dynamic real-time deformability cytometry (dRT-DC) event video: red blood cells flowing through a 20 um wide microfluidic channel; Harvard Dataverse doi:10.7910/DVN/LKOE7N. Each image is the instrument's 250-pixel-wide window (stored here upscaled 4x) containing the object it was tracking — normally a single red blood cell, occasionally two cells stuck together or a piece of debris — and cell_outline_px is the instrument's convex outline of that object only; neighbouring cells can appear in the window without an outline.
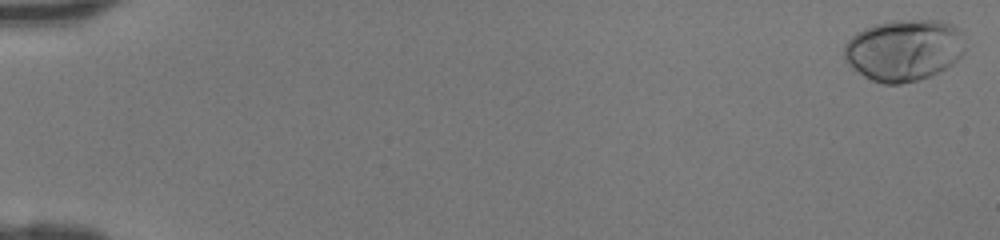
{"species": "human", "species_latin": "Homo sapiens", "temperature_condition": "room temperature", "stored_images_in_passage": 47, "camera_frame_rate_fps": 3000, "um_per_image_px": 0.085, "donor": {"sex": "female"}, "frame": {"image": 1, "passage_image": 1, "time_ms": 0.0, "image_size_px": [1000, 240], "cell_outline_px": [[964, 52], [952, 64], [928, 76], [916, 80], [900, 84], [884, 84], [872, 80], [864, 76], [852, 68], [844, 56], [844, 44], [856, 32], [864, 28], [876, 24], [892, 20], [940, 20], [952, 24], [960, 32], [964, 48]], "centroid_in_image_um": [76.8, 4.24], "position_along_channel_um": 8.2, "area_um2": 43.12}}
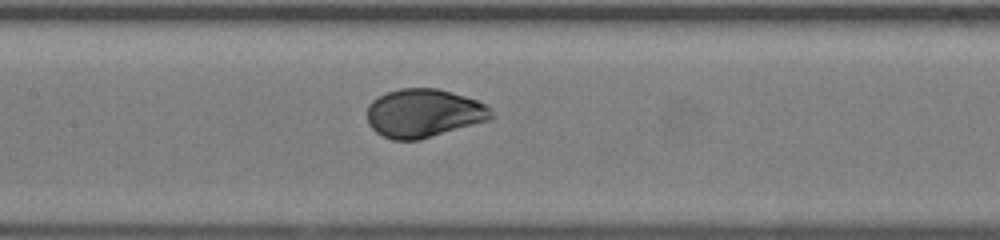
{"frame": {"image": 2, "passage_image": 24, "time_ms": 7.667, "image_size_px": [1000, 240], "cell_outline_px": [[492, 116], [488, 120], [420, 140], [392, 140], [376, 132], [368, 124], [368, 104], [372, 100], [388, 92], [400, 88], [436, 88], [464, 96], [476, 100], [484, 104], [492, 112]], "centroid_in_image_um": [35.98, 9.63], "position_along_channel_um": 171.4, "area_um2": 34.74}}
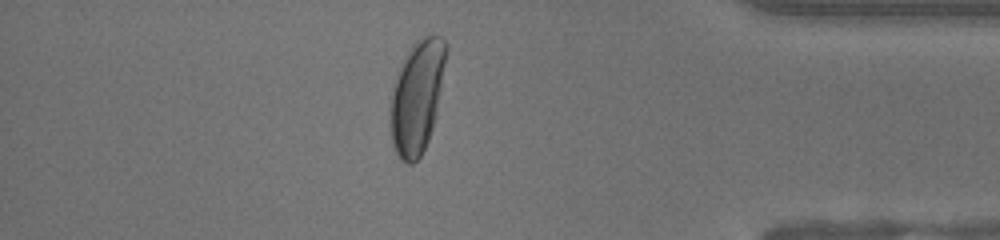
{"frame": {"image": 3, "passage_image": 41, "time_ms": 13.333, "image_size_px": [1000, 240], "cell_outline_px": [[448, 48], [432, 128], [428, 140], [420, 156], [412, 164], [408, 164], [400, 160], [392, 148], [388, 120], [388, 108], [392, 88], [396, 72], [404, 56], [412, 44], [420, 36], [440, 36], [448, 44]], "centroid_in_image_um": [35.37, 8.22], "position_along_channel_um": 399.8, "area_um2": 37.17}}